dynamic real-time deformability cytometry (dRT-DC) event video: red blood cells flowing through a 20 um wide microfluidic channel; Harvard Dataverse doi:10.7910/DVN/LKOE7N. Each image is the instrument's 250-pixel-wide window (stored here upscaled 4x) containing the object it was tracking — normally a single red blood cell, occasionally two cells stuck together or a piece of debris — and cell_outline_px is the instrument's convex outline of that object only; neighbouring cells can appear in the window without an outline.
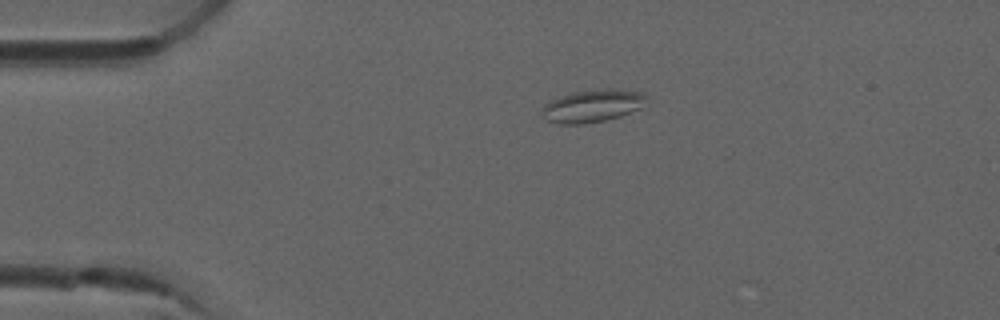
{"species": "common noctule bat (a hibernating species)", "species_latin": "Nyctalus noctula", "temperature_condition": "room temperature", "stored_images_in_passage": 2, "camera_frame_rate_fps": 3000, "um_per_image_px": 0.085, "animal": {"sex": "male", "forearm_length_mm": 52.5}, "frame": {"image": 1, "passage_image": 1, "time_ms": 0.0, "image_size_px": [1000, 320], "cell_outline_px": [[648, 96], [644, 108], [620, 116], [604, 120], [584, 124], [556, 124], [544, 120], [544, 104], [548, 100], [572, 92], [612, 88], [644, 92]], "centroid_in_image_um": [50.41, 9.0], "position_along_channel_um": 34.6, "area_um2": 20.17}}